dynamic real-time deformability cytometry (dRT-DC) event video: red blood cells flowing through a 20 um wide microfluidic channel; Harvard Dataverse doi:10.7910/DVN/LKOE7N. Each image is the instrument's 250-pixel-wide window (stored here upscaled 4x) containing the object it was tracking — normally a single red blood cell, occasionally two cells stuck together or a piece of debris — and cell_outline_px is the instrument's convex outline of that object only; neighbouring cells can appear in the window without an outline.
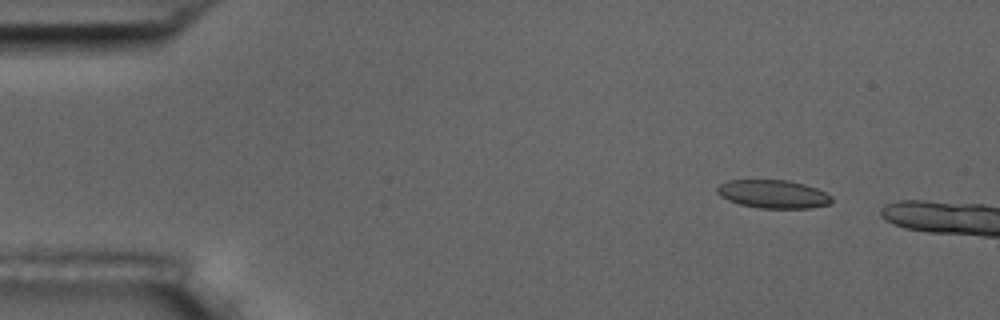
{"species": "common noctule bat (a hibernating species)", "species_latin": "Nyctalus noctula", "temperature_condition": "room temperature", "stored_images_in_passage": 3, "camera_frame_rate_fps": 3000, "um_per_image_px": 0.085, "animal": {"sex": "male", "body_mass_g": 17.5, "forearm_length_mm": 52.3}, "frame": {"image": 1, "passage_image": 2, "time_ms": 1.333, "image_size_px": [1000, 320], "cell_outline_px": [[832, 200], [828, 204], [808, 208], [760, 208], [740, 204], [728, 200], [720, 196], [716, 192], [716, 188], [720, 184], [728, 180], [788, 180], [804, 184], [816, 188], [832, 196]], "centroid_in_image_um": [65.69, 16.49], "position_along_channel_um": 19.3, "area_um2": 18.79}}